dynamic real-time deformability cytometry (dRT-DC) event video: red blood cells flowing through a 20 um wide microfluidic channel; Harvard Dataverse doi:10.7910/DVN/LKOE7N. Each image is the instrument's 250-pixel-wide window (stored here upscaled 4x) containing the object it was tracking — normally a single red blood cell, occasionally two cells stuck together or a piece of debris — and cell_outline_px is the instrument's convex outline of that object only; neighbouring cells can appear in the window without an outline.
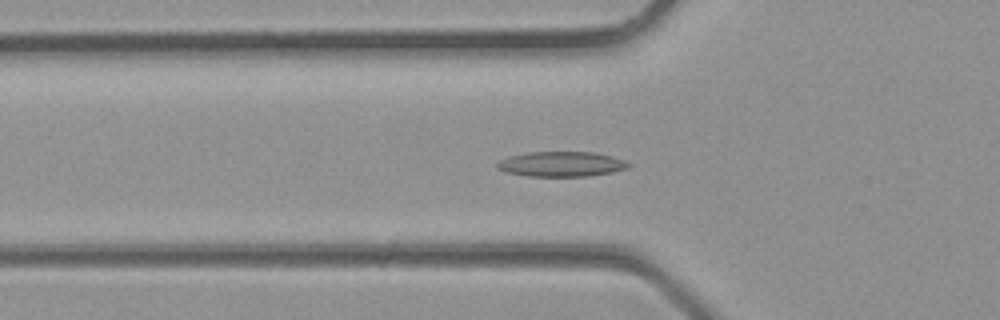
{"species": "common noctule bat (a hibernating species)", "species_latin": "Nyctalus noctula", "temperature_condition": "room temperature", "stored_images_in_passage": 36, "camera_frame_rate_fps": 3000, "um_per_image_px": 0.085, "animal": {"sex": "male", "body_mass_g": 23.1, "forearm_length_mm": 52.7}, "frame": {"image": 1, "passage_image": 12, "time_ms": 3.667, "image_size_px": [1000, 320], "cell_outline_px": [[632, 164], [628, 168], [612, 172], [588, 176], [528, 176], [504, 172], [496, 168], [496, 164], [500, 160], [508, 156], [528, 152], [596, 152], [612, 156], [624, 160]], "centroid_in_image_um": [47.71, 13.94], "position_along_channel_um": 78.1, "area_um2": 19.31}}
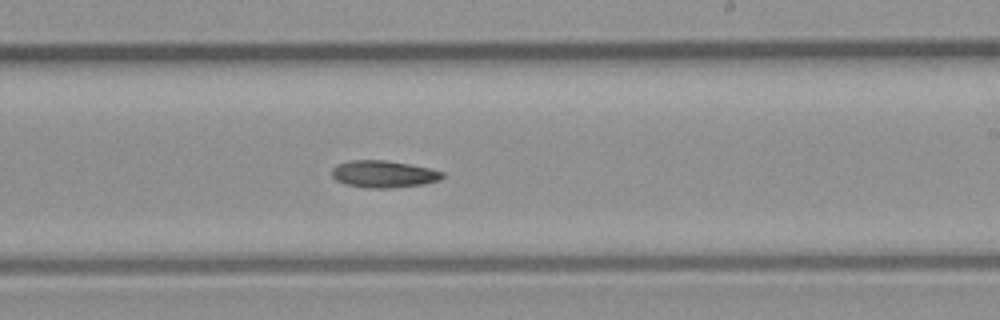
{"frame": {"image": 2, "passage_image": 21, "time_ms": 6.667, "image_size_px": [1000, 320], "cell_outline_px": [[444, 176], [440, 180], [424, 184], [392, 188], [368, 188], [348, 184], [336, 180], [332, 176], [332, 168], [336, 164], [352, 160], [384, 160], [408, 164], [428, 168], [444, 172]], "centroid_in_image_um": [32.61, 14.8], "position_along_channel_um": 256.4, "area_um2": 17.34}}
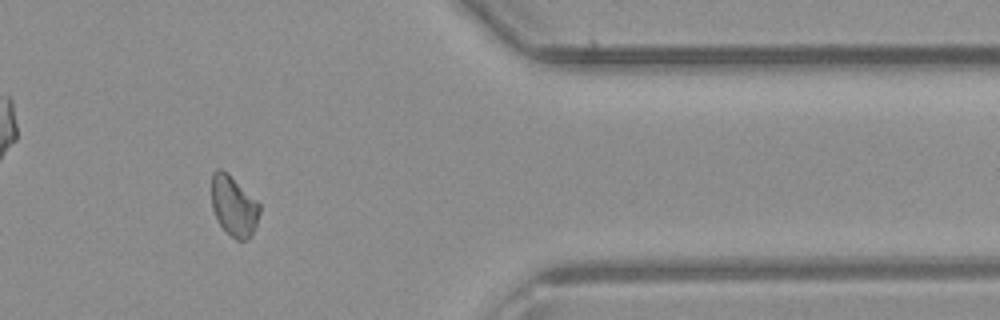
{"frame": {"image": 3, "passage_image": 29, "time_ms": 9.333, "image_size_px": [1000, 320], "cell_outline_px": [[260, 212], [252, 236], [248, 240], [236, 240], [220, 224], [212, 208], [212, 172], [216, 168], [220, 168], [228, 172], [260, 204]], "centroid_in_image_um": [19.88, 17.49], "position_along_channel_um": 391.5, "area_um2": 16.88}}